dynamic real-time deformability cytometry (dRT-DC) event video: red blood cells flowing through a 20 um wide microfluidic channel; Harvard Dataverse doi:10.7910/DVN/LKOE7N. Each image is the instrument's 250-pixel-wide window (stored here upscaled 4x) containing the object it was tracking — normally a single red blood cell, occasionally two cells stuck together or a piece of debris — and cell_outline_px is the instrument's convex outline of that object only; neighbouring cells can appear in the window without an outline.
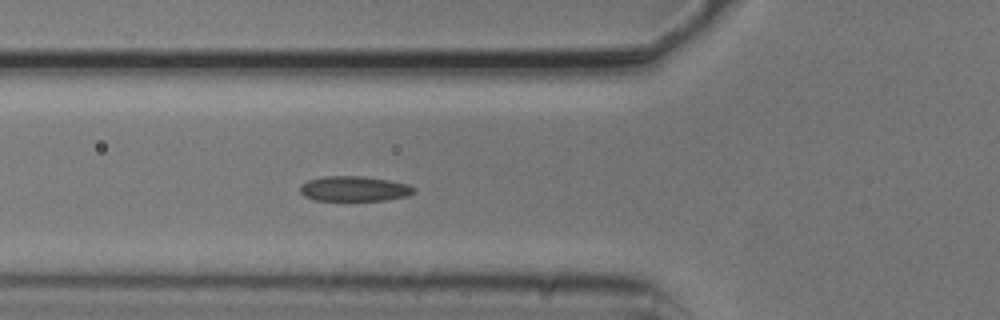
{"species": "common noctule bat (a hibernating species)", "species_latin": "Nyctalus noctula", "temperature_condition": "cold", "stored_images_in_passage": 5, "camera_frame_rate_fps": 3000, "um_per_image_px": 0.085, "animal": {"sex": "male", "body_mass_g": 20.5, "forearm_length_mm": 52.5}, "frame": {"image": 1, "passage_image": 5, "time_ms": 1.333, "image_size_px": [1000, 320], "cell_outline_px": [[416, 192], [408, 196], [388, 200], [316, 200], [304, 196], [300, 192], [300, 184], [308, 180], [324, 176], [364, 176], [388, 180], [408, 184], [416, 188]], "centroid_in_image_um": [30.13, 16.04], "position_along_channel_um": 95.7, "area_um2": 16.76}}